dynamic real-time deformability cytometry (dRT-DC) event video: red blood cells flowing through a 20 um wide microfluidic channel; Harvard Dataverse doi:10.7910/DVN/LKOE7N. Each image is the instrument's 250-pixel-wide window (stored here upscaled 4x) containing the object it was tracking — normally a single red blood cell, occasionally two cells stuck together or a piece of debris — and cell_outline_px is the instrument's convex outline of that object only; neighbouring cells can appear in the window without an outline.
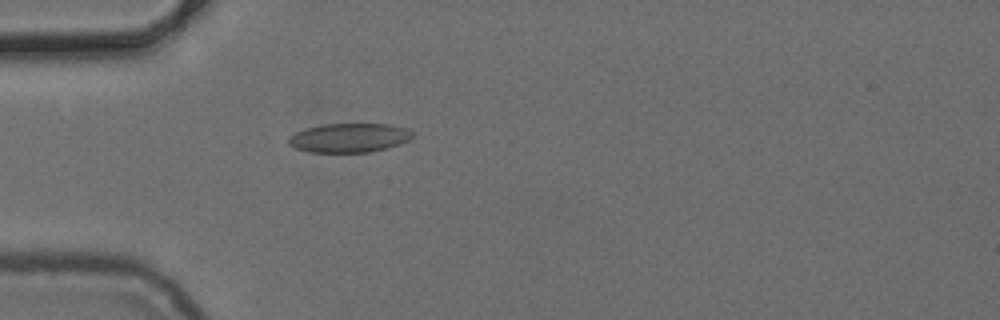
{"species": "common noctule bat (a hibernating species)", "species_latin": "Nyctalus noctula", "temperature_condition": "cold", "stored_images_in_passage": 1, "camera_frame_rate_fps": 3000, "um_per_image_px": 0.085, "animal": {"sex": "female", "body_mass_g": 24.6, "forearm_length_mm": 56.2}, "frame": {"image": 1, "passage_image": 1, "time_ms": 0.0, "image_size_px": [1000, 320], "cell_outline_px": [[412, 136], [408, 140], [400, 144], [368, 152], [312, 152], [296, 148], [288, 144], [288, 136], [296, 132], [308, 128], [324, 124], [388, 124], [408, 128], [412, 132]], "centroid_in_image_um": [29.68, 11.71], "position_along_channel_um": 55.3, "area_um2": 20.81}}